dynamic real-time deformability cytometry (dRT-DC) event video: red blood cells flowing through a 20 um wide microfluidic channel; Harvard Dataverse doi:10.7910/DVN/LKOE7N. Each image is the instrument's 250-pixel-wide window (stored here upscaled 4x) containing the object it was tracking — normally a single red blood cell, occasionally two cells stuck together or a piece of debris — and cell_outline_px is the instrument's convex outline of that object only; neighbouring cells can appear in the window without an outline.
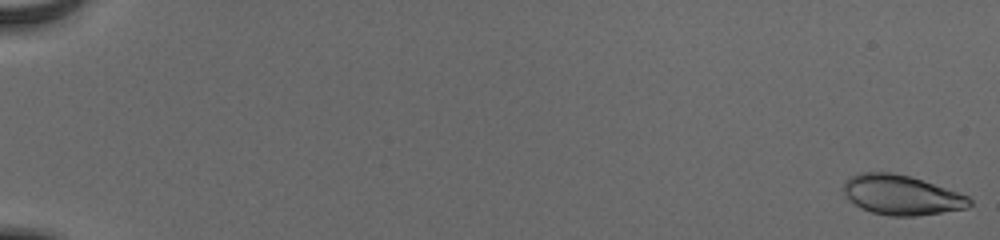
{"species": "human", "species_latin": "Homo sapiens", "temperature_condition": "cold", "stored_images_in_passage": 16, "camera_frame_rate_fps": 3000, "um_per_image_px": 0.085, "donor": {"sex": "male"}, "frame": {"image": 1, "passage_image": 1, "time_ms": 0.0, "image_size_px": [1000, 240], "cell_outline_px": [[972, 204], [968, 208], [916, 216], [888, 216], [872, 212], [860, 208], [848, 200], [844, 192], [844, 180], [848, 176], [860, 172], [892, 172], [912, 176], [968, 196], [972, 200]], "centroid_in_image_um": [76.59, 16.56], "position_along_channel_um": 8.4, "area_um2": 29.48}}